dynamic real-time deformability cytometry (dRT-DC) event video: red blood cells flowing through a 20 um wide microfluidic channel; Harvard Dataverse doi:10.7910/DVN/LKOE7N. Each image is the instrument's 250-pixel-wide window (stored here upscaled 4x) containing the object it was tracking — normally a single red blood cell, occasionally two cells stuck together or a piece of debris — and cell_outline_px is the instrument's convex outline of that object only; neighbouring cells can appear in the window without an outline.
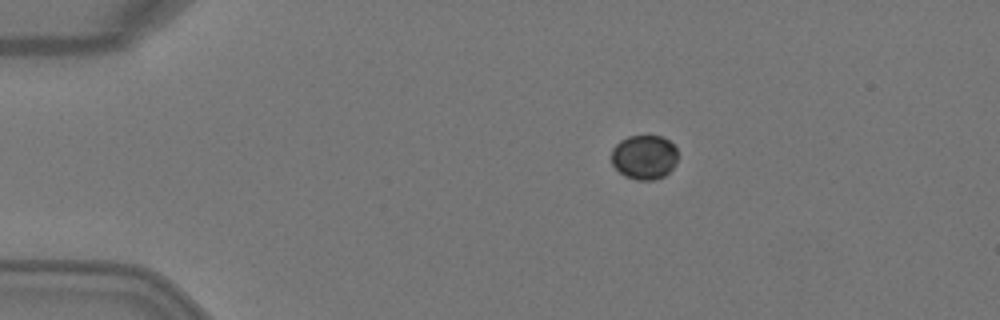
{"species": "Egyptian fruit bat (a non-hibernating species)", "species_latin": "Rousettus aegyptiacus", "temperature_condition": "warm", "stored_images_in_passage": 5, "camera_frame_rate_fps": 3000, "um_per_image_px": 0.085, "animal": {"sex": "female"}, "frame": {"image": 1, "passage_image": 2, "time_ms": 0.333, "image_size_px": [1000, 320], "cell_outline_px": [[676, 164], [664, 176], [652, 180], [636, 180], [624, 176], [612, 164], [612, 148], [620, 140], [628, 136], [664, 136], [676, 148]], "centroid_in_image_um": [54.75, 13.35], "position_along_channel_um": 30.3, "area_um2": 17.17}}
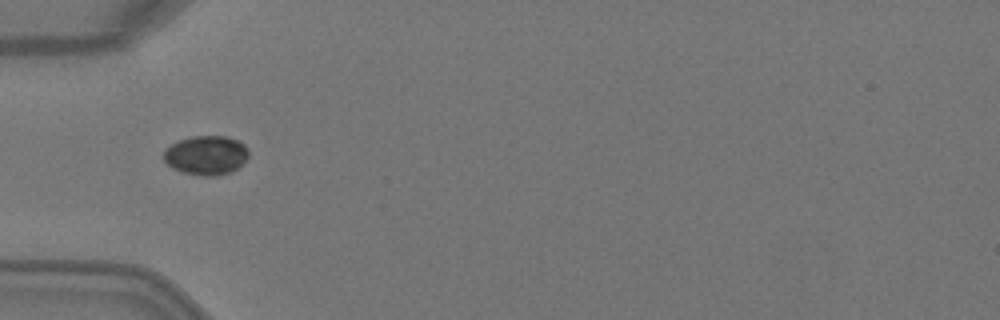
{"frame": {"image": 2, "passage_image": 4, "time_ms": 1.0, "image_size_px": [1000, 320], "cell_outline_px": [[248, 156], [232, 172], [216, 176], [204, 176], [184, 172], [172, 168], [164, 160], [164, 148], [180, 140], [192, 136], [228, 136], [244, 144], [248, 148]], "centroid_in_image_um": [17.52, 13.19], "position_along_channel_um": 67.5, "area_um2": 19.31}}
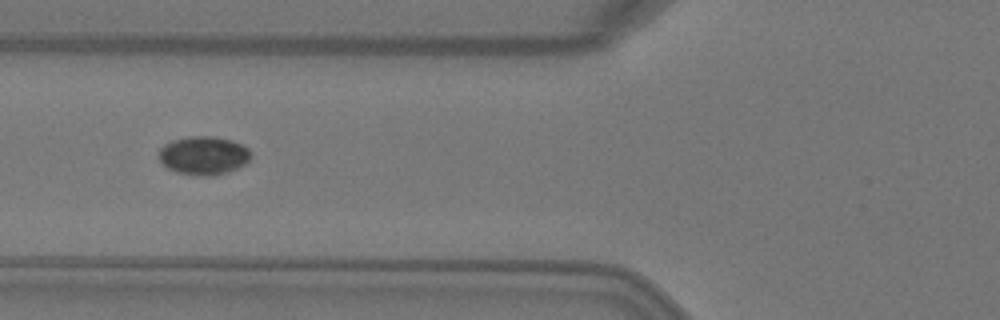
{"frame": {"image": 3, "passage_image": 5, "time_ms": 1.333, "image_size_px": [1000, 320], "cell_outline_px": [[252, 156], [244, 164], [228, 172], [212, 176], [200, 176], [176, 172], [168, 168], [160, 160], [160, 148], [164, 144], [172, 140], [188, 136], [212, 136], [232, 140], [248, 148], [252, 152]], "centroid_in_image_um": [17.32, 13.21], "position_along_channel_um": 108.5, "area_um2": 20.63}}